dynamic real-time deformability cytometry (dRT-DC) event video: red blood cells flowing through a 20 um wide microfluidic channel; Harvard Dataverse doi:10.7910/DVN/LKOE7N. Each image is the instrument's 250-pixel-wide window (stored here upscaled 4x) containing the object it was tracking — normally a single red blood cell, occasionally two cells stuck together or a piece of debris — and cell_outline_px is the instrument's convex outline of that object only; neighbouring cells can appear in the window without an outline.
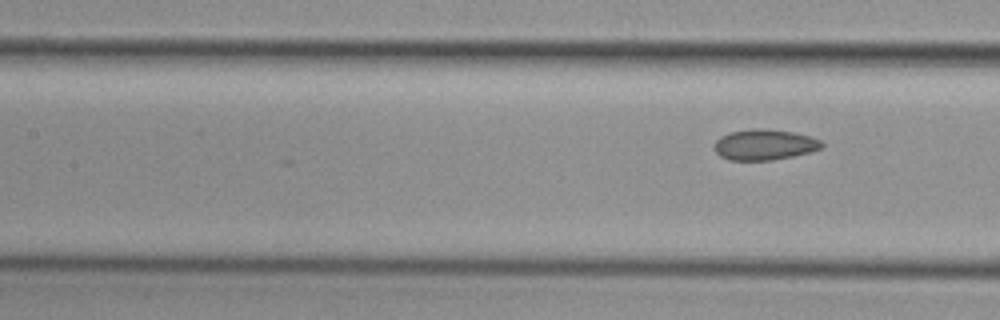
{"species": "common noctule bat (a hibernating species)", "species_latin": "Nyctalus noctula", "temperature_condition": "cold", "stored_images_in_passage": 6, "segment_of_instrument_passage": [2, 2], "camera_frame_rate_fps": 3000, "um_per_image_px": 0.085, "animal": {"sex": "female", "body_mass_g": 29.2, "forearm_length_mm": 56.3}, "frame": {"image": 1, "passage_image": 6, "time_ms": 6.667, "image_size_px": [1000, 320], "cell_outline_px": [[824, 144], [820, 148], [812, 152], [772, 160], [728, 160], [720, 156], [716, 152], [712, 144], [720, 136], [732, 132], [752, 128], [760, 128], [792, 132], [808, 136], [820, 140]], "centroid_in_image_um": [64.94, 12.3], "position_along_channel_um": 142.5, "area_um2": 19.19}}